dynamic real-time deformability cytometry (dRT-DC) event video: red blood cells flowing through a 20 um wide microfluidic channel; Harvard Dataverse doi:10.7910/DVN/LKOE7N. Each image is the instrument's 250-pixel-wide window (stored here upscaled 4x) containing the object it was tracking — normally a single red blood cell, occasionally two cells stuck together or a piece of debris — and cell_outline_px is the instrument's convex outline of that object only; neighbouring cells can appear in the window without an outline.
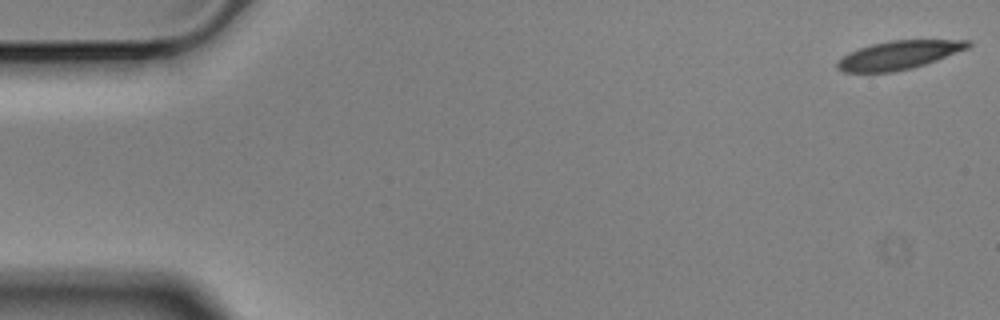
{"species": "Egyptian fruit bat (a non-hibernating species)", "species_latin": "Rousettus aegyptiacus", "temperature_condition": "cold", "stored_images_in_passage": 57, "camera_frame_rate_fps": 3000, "um_per_image_px": 0.085, "animal": {"sex": "male"}, "frame": {"image": 1, "passage_image": 1, "time_ms": 0.0, "image_size_px": [1000, 320], "cell_outline_px": [[972, 44], [968, 48], [936, 60], [912, 68], [892, 72], [844, 72], [836, 68], [836, 64], [848, 52], [872, 44], [888, 40], [968, 40]], "centroid_in_image_um": [76.38, 4.68], "position_along_channel_um": 8.6, "area_um2": 21.5}}
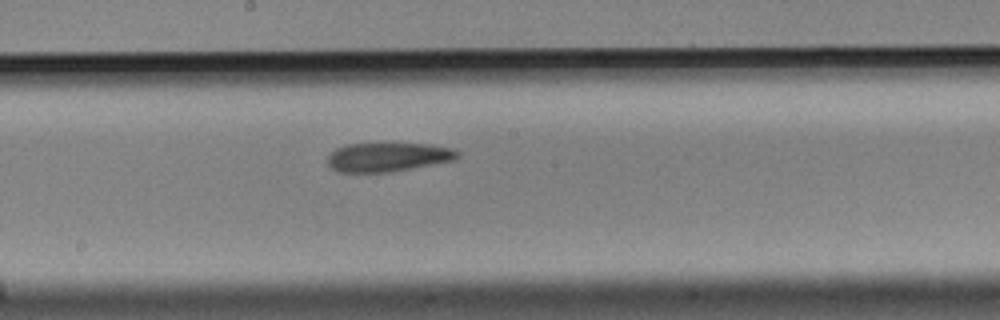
{"frame": {"image": 2, "passage_image": 30, "time_ms": 9.667, "image_size_px": [1000, 320], "cell_outline_px": [[460, 156], [456, 160], [392, 172], [336, 172], [328, 164], [328, 156], [336, 148], [344, 144], [428, 144], [452, 148], [460, 152]], "centroid_in_image_um": [33.0, 13.36], "position_along_channel_um": 215.2, "area_um2": 22.02}}
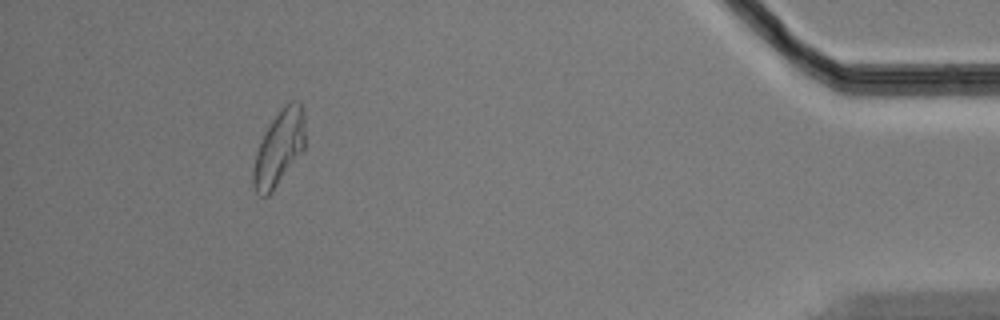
{"frame": {"image": 3, "passage_image": 52, "time_ms": 17.0, "image_size_px": [1000, 320], "cell_outline_px": [[304, 148], [268, 196], [260, 196], [256, 192], [252, 184], [252, 172], [256, 152], [264, 132], [272, 120], [284, 104], [292, 100], [300, 100], [304, 112]], "centroid_in_image_um": [23.7, 12.54], "position_along_channel_um": 411.5, "area_um2": 22.48}, "authors_computed_cell_mechanics": {"area_um2": 22.542, "velocity_mm_per_s": 3.5066, "shape_relaxation_time_tau1_ms": 6.9321, "shape_relaxation_time_tau2_ms": 4.0447, "deformation_change_tau1": 0.1683, "deformation_change_tau2": 0.121}}